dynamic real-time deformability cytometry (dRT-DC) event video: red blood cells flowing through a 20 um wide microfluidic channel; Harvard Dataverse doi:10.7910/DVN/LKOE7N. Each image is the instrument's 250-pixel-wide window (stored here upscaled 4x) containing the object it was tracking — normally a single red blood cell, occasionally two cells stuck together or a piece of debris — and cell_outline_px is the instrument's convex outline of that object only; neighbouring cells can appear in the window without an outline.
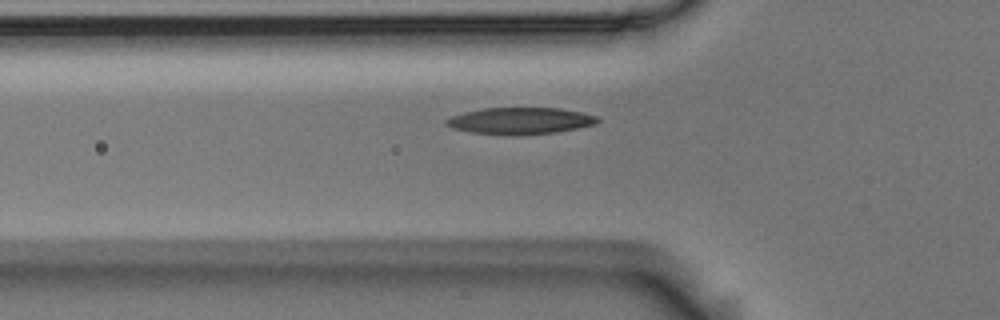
{"species": "Egyptian fruit bat (a non-hibernating species)", "species_latin": "Rousettus aegyptiacus", "temperature_condition": "room temperature", "stored_images_in_passage": 40, "camera_frame_rate_fps": 3000, "um_per_image_px": 0.085, "animal": {"sex": "male"}, "frame": {"image": 1, "passage_image": 10, "time_ms": 3.0, "image_size_px": [1000, 320], "cell_outline_px": [[600, 120], [596, 124], [556, 132], [472, 132], [452, 128], [444, 124], [444, 120], [452, 116], [464, 112], [484, 108], [560, 108], [600, 116]], "centroid_in_image_um": [44.25, 10.21], "position_along_channel_um": 81.5, "area_um2": 22.43}}
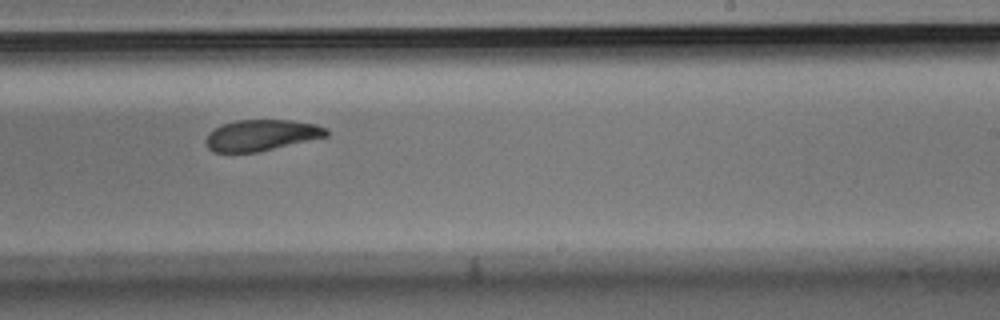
{"frame": {"image": 2, "passage_image": 25, "time_ms": 8.0, "image_size_px": [1000, 320], "cell_outline_px": [[328, 136], [256, 152], [212, 152], [208, 148], [204, 140], [208, 132], [212, 128], [220, 124], [236, 120], [288, 120], [316, 124], [328, 128]], "centroid_in_image_um": [22.16, 11.48], "position_along_channel_um": 266.8, "area_um2": 21.96}}
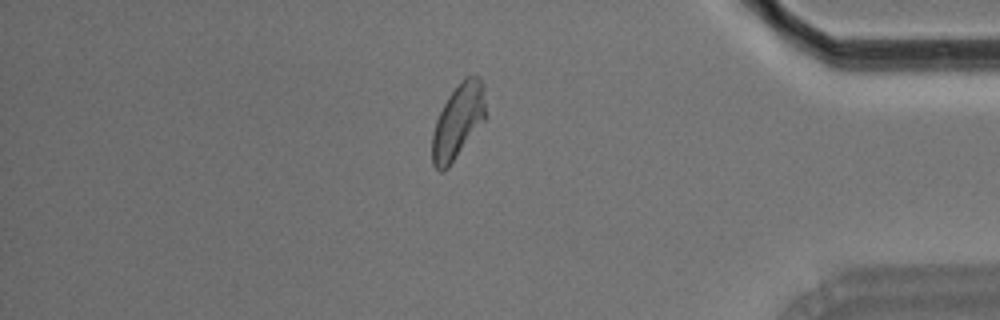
{"frame": {"image": 3, "passage_image": 38, "time_ms": 12.333, "image_size_px": [1000, 320], "cell_outline_px": [[484, 120], [448, 168], [440, 172], [432, 164], [432, 136], [436, 120], [448, 96], [460, 80], [464, 76], [480, 76], [484, 84]], "centroid_in_image_um": [38.92, 10.29], "position_along_channel_um": 396.3, "area_um2": 22.95}, "authors_computed_cell_mechanics": {"area_um2": 22.7443, "velocity_mm_per_s": 3.6893, "shape_relaxation_time_tau1_ms": 3.4684, "shape_relaxation_time_tau2_ms": 4.1393, "deformation_change_tau1": 0.1533, "deformation_change_tau2": 0.1155}}